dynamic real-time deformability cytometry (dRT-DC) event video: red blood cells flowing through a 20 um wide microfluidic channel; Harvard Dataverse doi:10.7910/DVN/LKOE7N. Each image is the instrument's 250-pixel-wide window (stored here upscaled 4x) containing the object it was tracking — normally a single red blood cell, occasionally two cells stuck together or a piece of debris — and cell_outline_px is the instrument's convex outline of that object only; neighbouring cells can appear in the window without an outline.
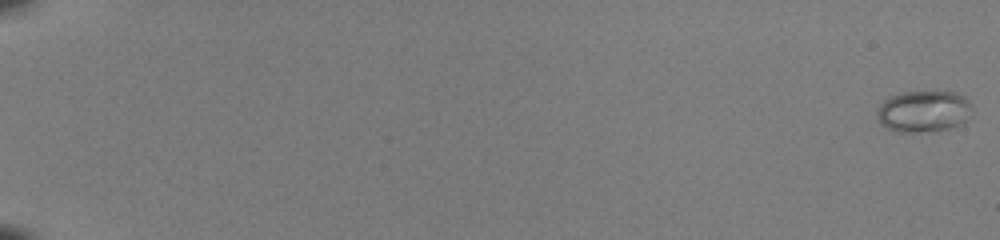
{"species": "common noctule bat (a hibernating species)", "species_latin": "Nyctalus noctula", "temperature_condition": "room temperature", "stored_images_in_passage": 53, "camera_frame_rate_fps": 3000, "um_per_image_px": 0.085, "animal": {"sex": "female", "body_mass_g": 22.0, "forearm_length_mm": 56.7}, "frame": {"image": 1, "passage_image": 1, "time_ms": 0.0, "image_size_px": [1000, 240], "cell_outline_px": [[972, 108], [964, 124], [936, 132], [904, 132], [888, 128], [876, 116], [876, 112], [880, 104], [884, 100], [892, 96], [904, 92], [956, 92], [964, 96], [972, 104]], "centroid_in_image_um": [78.56, 9.47], "position_along_channel_um": 6.4, "area_um2": 23.06}}
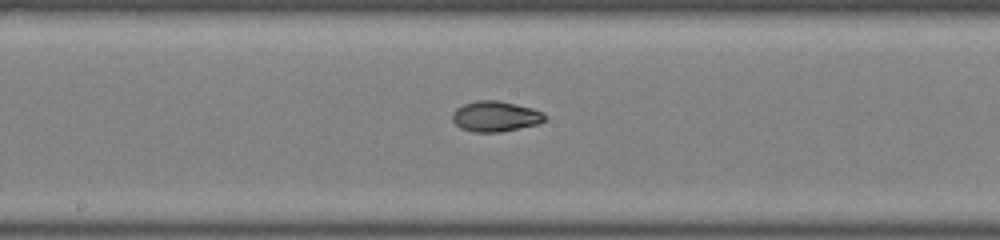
{"frame": {"image": 2, "passage_image": 32, "time_ms": 10.333, "image_size_px": [1000, 240], "cell_outline_px": [[548, 116], [540, 124], [500, 132], [472, 132], [460, 128], [452, 120], [452, 112], [456, 108], [464, 104], [476, 100], [500, 100], [532, 108], [544, 112]], "centroid_in_image_um": [42.13, 9.89], "position_along_channel_um": 206.1, "area_um2": 16.7}}
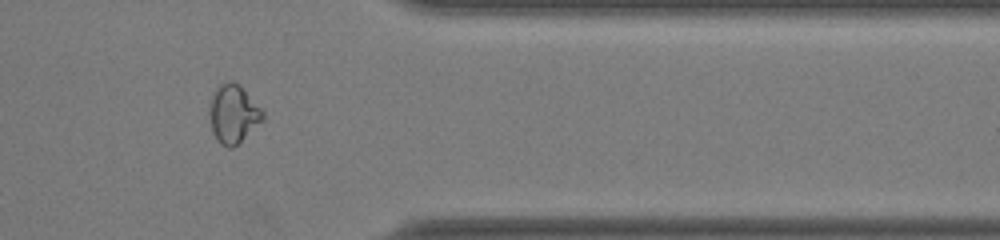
{"frame": {"image": 3, "passage_image": 46, "time_ms": 15.0, "image_size_px": [1000, 240], "cell_outline_px": [[264, 120], [232, 148], [228, 148], [220, 144], [216, 140], [212, 132], [208, 112], [212, 96], [216, 88], [220, 84], [228, 80], [232, 80], [240, 84], [264, 112]], "centroid_in_image_um": [19.81, 9.67], "position_along_channel_um": 391.6, "area_um2": 18.32}, "authors_computed_cell_mechanics": {"area_um2": 17.2822, "velocity_mm_per_s": 4.0897, "shape_relaxation_time_tau1_ms": 6.7595, "shape_relaxation_time_tau2_ms": 2.0633, "deformation_change_tau1": 0.1863, "deformation_change_tau2": 0.0527}}